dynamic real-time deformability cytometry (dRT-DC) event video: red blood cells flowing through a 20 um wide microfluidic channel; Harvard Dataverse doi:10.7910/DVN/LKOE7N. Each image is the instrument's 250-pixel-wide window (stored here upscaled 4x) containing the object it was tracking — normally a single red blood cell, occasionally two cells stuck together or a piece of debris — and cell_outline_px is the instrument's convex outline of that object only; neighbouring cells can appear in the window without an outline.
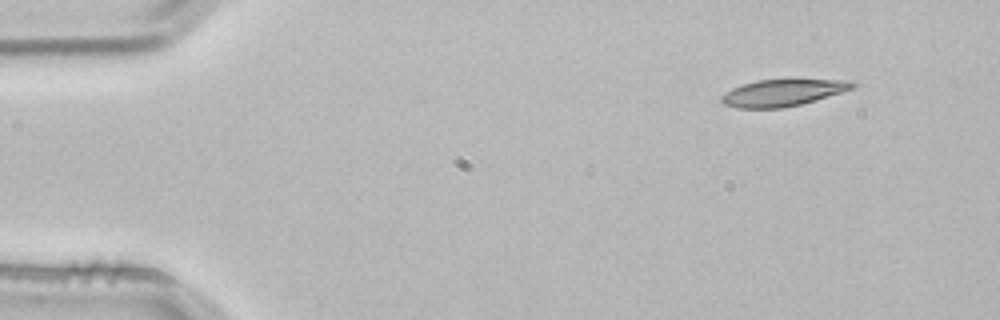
{"species": "common noctule bat (a hibernating species)", "species_latin": "Nyctalus noctula", "temperature_condition": "room temperature", "stored_images_in_passage": 3, "camera_frame_rate_fps": 3000, "um_per_image_px": 0.085, "animal": {"sex": "male", "body_mass_g": 21.5, "forearm_length_mm": 52.0}, "frame": {"image": 1, "passage_image": 1, "time_ms": 0.0, "image_size_px": [1000, 320], "cell_outline_px": [[856, 88], [800, 104], [784, 108], [736, 108], [724, 104], [720, 100], [720, 96], [732, 88], [756, 80], [852, 80], [856, 84]], "centroid_in_image_um": [66.52, 7.89], "position_along_channel_um": 18.5, "area_um2": 20.29}}